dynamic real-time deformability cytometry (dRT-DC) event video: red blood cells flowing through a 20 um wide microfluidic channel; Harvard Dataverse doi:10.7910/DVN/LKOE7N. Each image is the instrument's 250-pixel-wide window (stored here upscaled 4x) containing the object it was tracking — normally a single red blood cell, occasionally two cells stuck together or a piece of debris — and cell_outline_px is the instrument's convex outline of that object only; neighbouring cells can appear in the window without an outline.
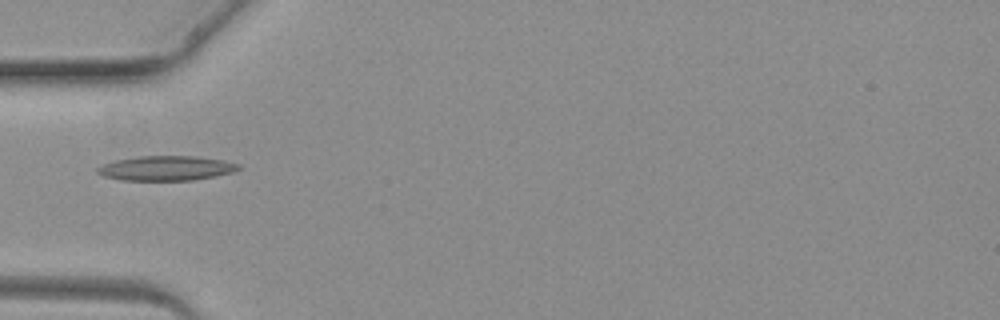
{"species": "common noctule bat (a hibernating species)", "species_latin": "Nyctalus noctula", "temperature_condition": "warm", "stored_images_in_passage": 2, "camera_frame_rate_fps": 3000, "um_per_image_px": 0.085, "animal": {"sex": "female", "body_mass_g": 19.3, "forearm_length_mm": 54.1}, "frame": {"image": 1, "passage_image": 2, "time_ms": 2.0, "image_size_px": [1000, 320], "cell_outline_px": [[240, 168], [232, 172], [216, 176], [192, 180], [120, 180], [104, 176], [96, 172], [96, 168], [104, 164], [116, 160], [140, 156], [196, 156], [224, 160], [240, 164]], "centroid_in_image_um": [14.14, 14.29], "position_along_channel_um": 70.9, "area_um2": 20.23}}